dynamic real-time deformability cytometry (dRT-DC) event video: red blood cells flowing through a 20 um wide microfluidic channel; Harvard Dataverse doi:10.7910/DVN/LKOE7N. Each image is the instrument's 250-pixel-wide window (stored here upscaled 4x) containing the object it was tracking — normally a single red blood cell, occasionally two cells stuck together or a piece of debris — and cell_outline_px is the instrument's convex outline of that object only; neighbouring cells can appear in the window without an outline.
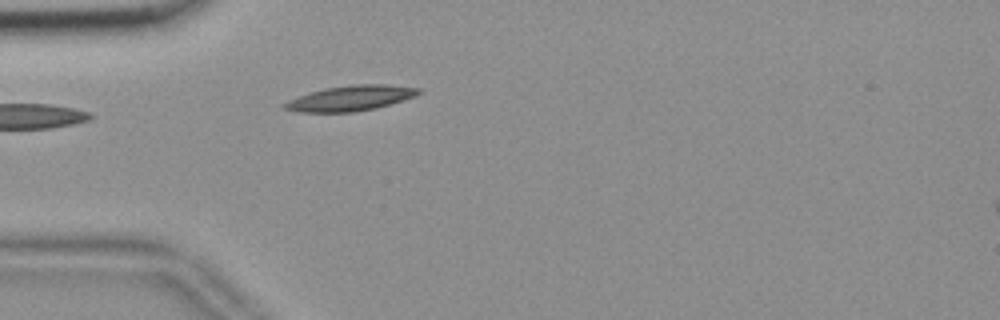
{"species": "common noctule bat (a hibernating species)", "species_latin": "Nyctalus noctula", "temperature_condition": "room temperature", "stored_images_in_passage": 27, "camera_frame_rate_fps": 3000, "um_per_image_px": 0.085, "animal": {"sex": "female", "body_mass_g": 18.4}, "frame": {"image": 1, "passage_image": 1, "time_ms": 0.0, "image_size_px": [1000, 320], "cell_outline_px": [[420, 92], [416, 96], [376, 108], [356, 112], [300, 112], [280, 108], [280, 104], [288, 100], [324, 88], [352, 84], [384, 84], [420, 88]], "centroid_in_image_um": [29.76, 8.35], "position_along_channel_um": 55.2, "area_um2": 19.77}}
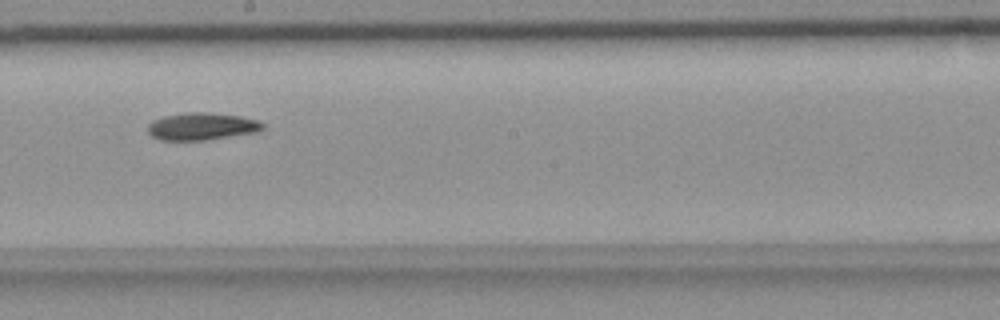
{"frame": {"image": 2, "passage_image": 16, "time_ms": 5.0, "image_size_px": [1000, 320], "cell_outline_px": [[264, 128], [256, 132], [204, 140], [160, 140], [152, 136], [148, 132], [148, 124], [152, 120], [164, 116], [188, 112], [208, 112], [240, 116], [260, 120], [264, 124]], "centroid_in_image_um": [17.15, 10.73], "position_along_channel_um": 231.0, "area_um2": 18.32}}
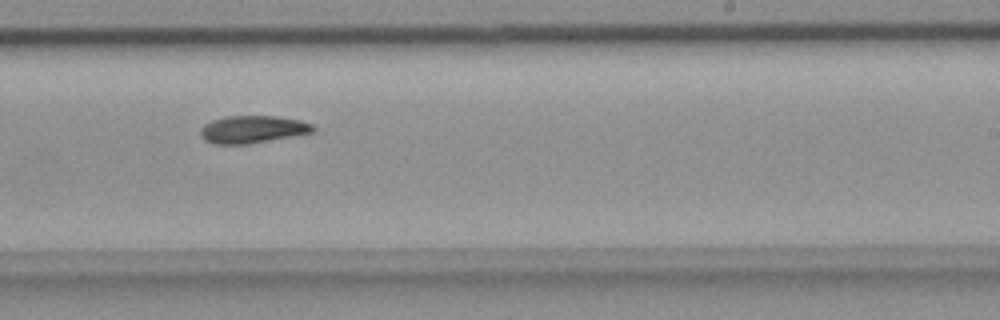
{"frame": {"image": 3, "passage_image": 19, "time_ms": 6.0, "image_size_px": [1000, 320], "cell_outline_px": [[316, 128], [312, 132], [248, 144], [216, 144], [204, 140], [200, 136], [200, 128], [204, 124], [212, 120], [228, 116], [276, 116], [300, 120], [312, 124]], "centroid_in_image_um": [21.43, 10.99], "position_along_channel_um": 267.6, "area_um2": 17.92}}